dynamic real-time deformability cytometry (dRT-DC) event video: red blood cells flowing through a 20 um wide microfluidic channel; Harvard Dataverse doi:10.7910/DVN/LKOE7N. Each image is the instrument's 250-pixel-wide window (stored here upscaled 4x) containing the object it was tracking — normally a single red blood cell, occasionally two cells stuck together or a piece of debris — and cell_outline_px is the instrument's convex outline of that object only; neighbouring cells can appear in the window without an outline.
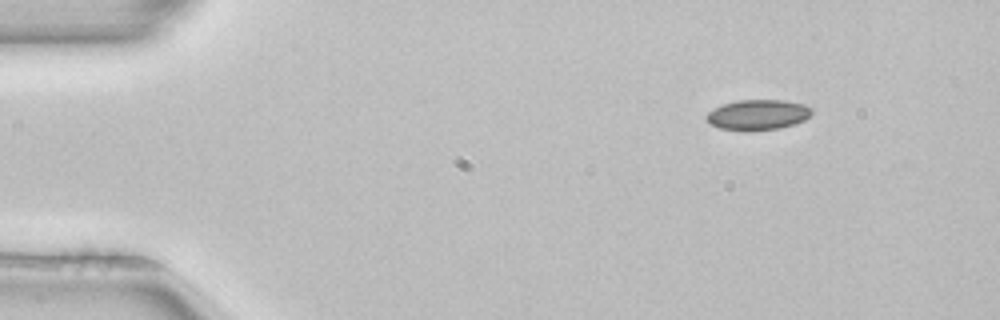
{"species": "common noctule bat (a hibernating species)", "species_latin": "Nyctalus noctula", "temperature_condition": "room temperature", "stored_images_in_passage": 46, "camera_frame_rate_fps": 3000, "um_per_image_px": 0.085, "animal": {"sex": "female", "body_mass_g": 22.7, "forearm_length_mm": 54.2}, "frame": {"image": 1, "passage_image": 1, "time_ms": 0.0, "image_size_px": [1000, 320], "cell_outline_px": [[812, 112], [804, 120], [780, 128], [748, 132], [720, 128], [708, 124], [704, 116], [708, 112], [724, 104], [740, 100], [784, 100], [804, 104], [812, 108]], "centroid_in_image_um": [64.39, 9.77], "position_along_channel_um": 20.6, "area_um2": 18.73}}
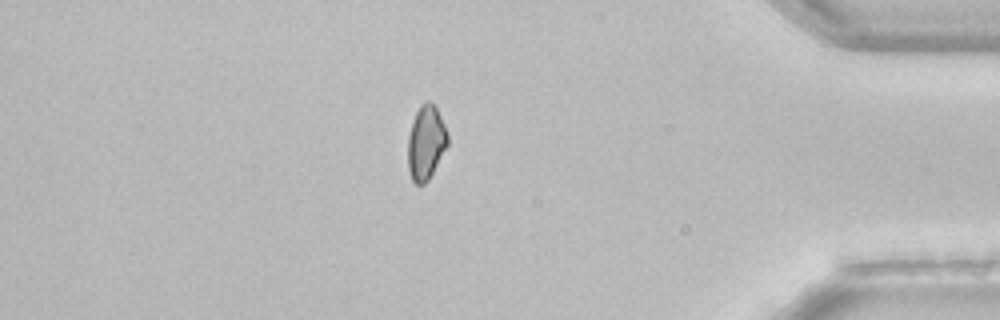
{"frame": {"image": 2, "passage_image": 39, "time_ms": 12.667, "image_size_px": [1000, 320], "cell_outline_px": [[448, 144], [428, 180], [424, 184], [416, 184], [412, 180], [408, 168], [408, 136], [412, 120], [420, 104], [428, 100], [436, 108], [444, 124], [448, 136]], "centroid_in_image_um": [36.19, 12.11], "position_along_channel_um": 399.0, "area_um2": 17.05}}
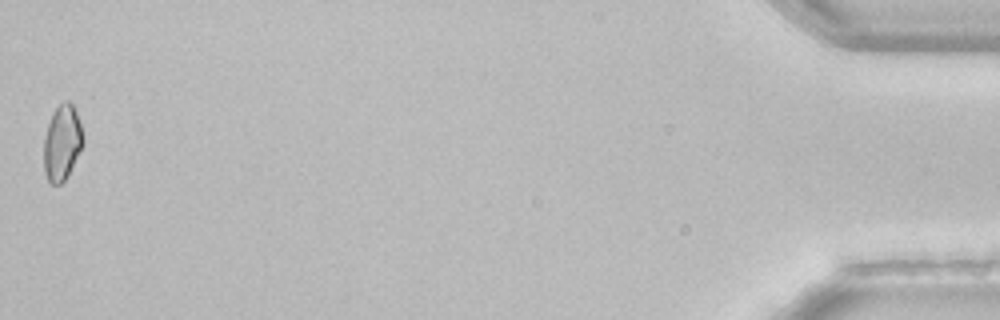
{"frame": {"image": 3, "passage_image": 46, "time_ms": 15.0, "image_size_px": [1000, 320], "cell_outline_px": [[84, 144], [68, 176], [60, 184], [52, 184], [48, 180], [44, 172], [44, 136], [52, 112], [64, 100], [68, 100], [72, 104], [76, 112], [84, 136]], "centroid_in_image_um": [5.28, 12.13], "position_along_channel_um": 429.9, "area_um2": 17.4}}